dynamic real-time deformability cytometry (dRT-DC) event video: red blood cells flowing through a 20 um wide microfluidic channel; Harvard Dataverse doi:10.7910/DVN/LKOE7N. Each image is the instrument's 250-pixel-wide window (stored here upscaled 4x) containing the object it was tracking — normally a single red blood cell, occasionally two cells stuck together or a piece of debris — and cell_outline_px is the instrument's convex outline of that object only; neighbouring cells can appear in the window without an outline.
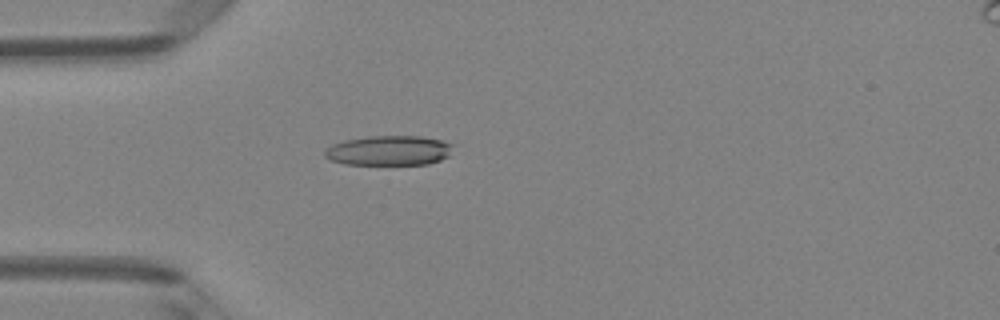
{"species": "Egyptian fruit bat (a non-hibernating species)", "species_latin": "Rousettus aegyptiacus", "temperature_condition": "room temperature", "stored_images_in_passage": 1, "camera_frame_rate_fps": 3000, "um_per_image_px": 0.085, "animal": {"sex": "female"}, "frame": {"image": 1, "passage_image": 1, "time_ms": 0.0, "image_size_px": [1000, 320], "cell_outline_px": [[456, 144], [448, 156], [440, 160], [428, 164], [344, 164], [332, 160], [324, 156], [324, 152], [332, 144], [344, 140], [368, 136], [420, 136], [440, 140]], "centroid_in_image_um": [33.09, 12.79], "position_along_channel_um": 51.9, "area_um2": 22.31}}